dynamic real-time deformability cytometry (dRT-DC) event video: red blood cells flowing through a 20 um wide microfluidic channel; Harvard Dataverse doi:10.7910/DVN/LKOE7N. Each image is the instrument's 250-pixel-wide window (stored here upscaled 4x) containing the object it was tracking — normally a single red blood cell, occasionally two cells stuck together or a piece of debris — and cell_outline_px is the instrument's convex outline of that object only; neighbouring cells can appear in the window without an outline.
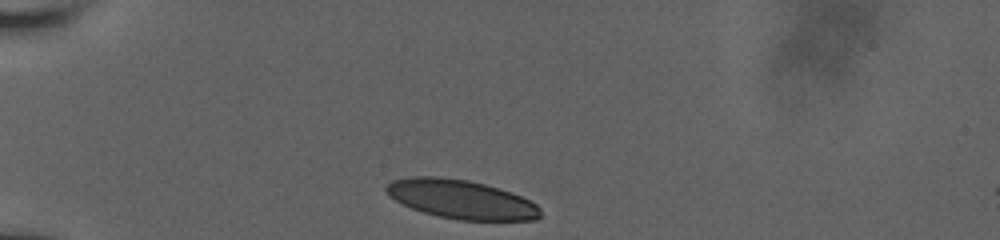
{"species": "human", "species_latin": "Homo sapiens", "temperature_condition": "room temperature", "stored_images_in_passage": 35, "camera_frame_rate_fps": 3000, "um_per_image_px": 0.085, "donor": {"sex": "male"}, "frame": {"image": 1, "passage_image": 1, "time_ms": 0.0, "image_size_px": [1000, 240], "cell_outline_px": [[540, 216], [536, 220], [460, 220], [440, 216], [424, 212], [412, 208], [388, 196], [384, 188], [392, 180], [412, 176], [436, 176], [468, 180], [484, 184], [512, 192], [536, 204], [540, 208]], "centroid_in_image_um": [39.19, 16.93], "position_along_channel_um": 45.8, "area_um2": 34.74}}
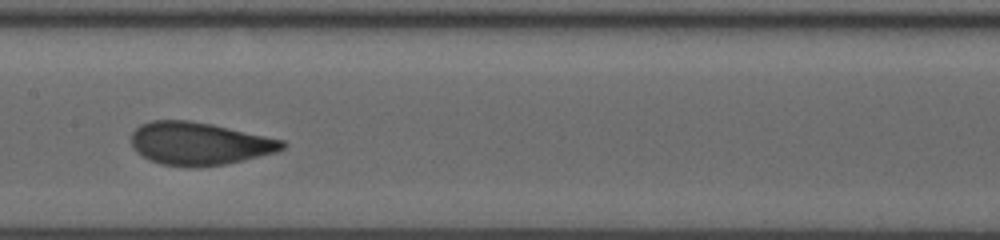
{"frame": {"image": 2, "passage_image": 23, "time_ms": 4.667, "image_size_px": [1000, 240], "cell_outline_px": [[288, 144], [284, 148], [276, 152], [224, 164], [200, 168], [196, 168], [160, 164], [148, 160], [136, 152], [132, 148], [132, 132], [140, 124], [152, 120], [188, 120], [212, 124], [284, 140]], "centroid_in_image_um": [16.91, 12.21], "position_along_channel_um": 190.5, "area_um2": 37.86}}
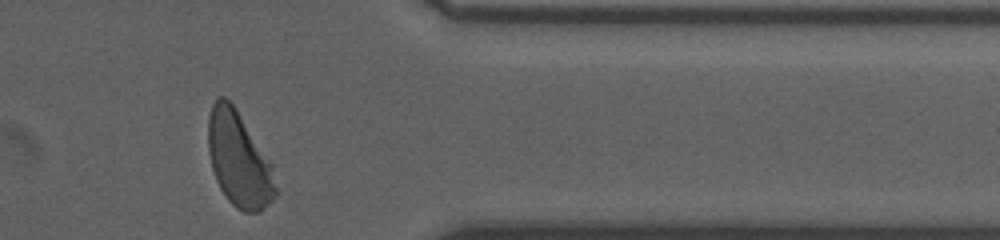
{"frame": {"image": 3, "passage_image": 35, "time_ms": 10.0, "image_size_px": [1000, 240], "cell_outline_px": [[280, 192], [260, 212], [244, 212], [236, 208], [228, 200], [220, 188], [216, 180], [212, 168], [208, 148], [208, 116], [212, 104], [216, 96], [224, 96], [236, 108], [272, 164]], "centroid_in_image_um": [20.32, 13.57], "position_along_channel_um": 391.1, "area_um2": 37.63}}